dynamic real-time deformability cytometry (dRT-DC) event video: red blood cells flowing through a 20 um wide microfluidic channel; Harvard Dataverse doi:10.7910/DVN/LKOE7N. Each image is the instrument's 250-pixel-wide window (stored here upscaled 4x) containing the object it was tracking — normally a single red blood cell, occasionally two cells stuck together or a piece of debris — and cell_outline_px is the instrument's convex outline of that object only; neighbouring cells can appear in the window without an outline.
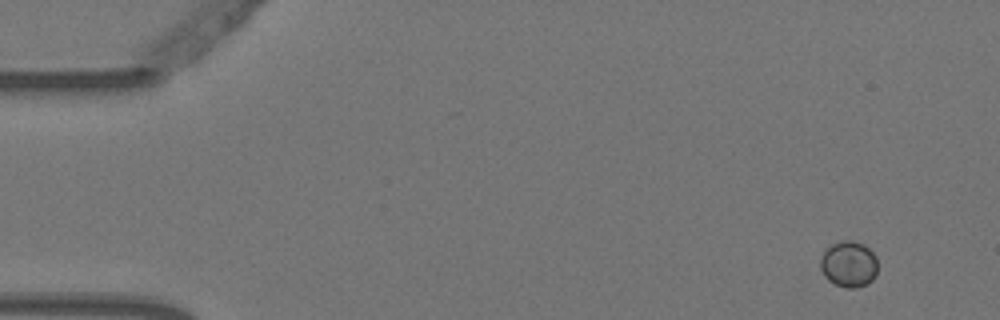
{"species": "Egyptian fruit bat (a non-hibernating species)", "species_latin": "Rousettus aegyptiacus", "temperature_condition": "warm", "stored_images_in_passage": 5, "camera_frame_rate_fps": 3000, "um_per_image_px": 0.085, "animal": {"sex": "female"}, "frame": {"image": 1, "passage_image": 1, "time_ms": 0.0, "image_size_px": [1000, 320], "cell_outline_px": [[876, 276], [868, 284], [856, 288], [844, 288], [828, 280], [824, 276], [820, 268], [820, 260], [824, 252], [832, 244], [840, 240], [852, 240], [864, 244], [876, 256]], "centroid_in_image_um": [72.15, 22.46], "position_along_channel_um": 12.9, "area_um2": 15.49}}